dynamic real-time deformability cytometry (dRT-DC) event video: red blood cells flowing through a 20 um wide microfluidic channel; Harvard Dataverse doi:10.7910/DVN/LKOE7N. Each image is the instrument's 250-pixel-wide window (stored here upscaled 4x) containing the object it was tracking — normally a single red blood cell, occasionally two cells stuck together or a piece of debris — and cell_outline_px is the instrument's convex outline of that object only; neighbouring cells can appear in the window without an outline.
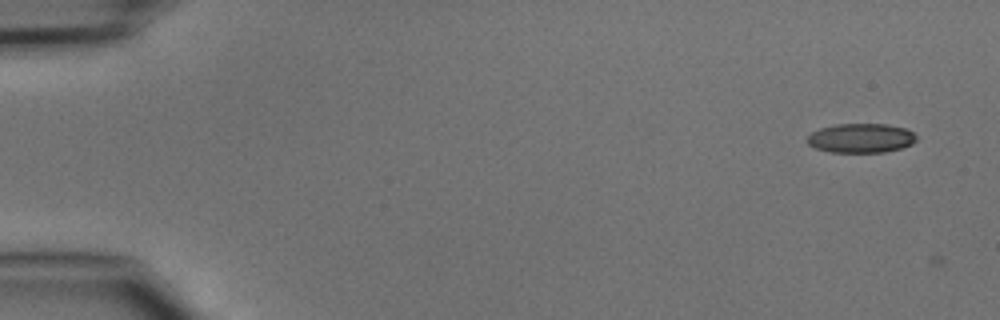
{"species": "common noctule bat (a hibernating species)", "species_latin": "Nyctalus noctula", "temperature_condition": "cold", "stored_images_in_passage": 4, "camera_frame_rate_fps": 3000, "um_per_image_px": 0.085, "animal": {"sex": "male", "body_mass_g": 15.6}, "frame": {"image": 1, "passage_image": 3, "time_ms": 0.667, "image_size_px": [1000, 320], "cell_outline_px": [[916, 140], [912, 144], [900, 148], [884, 152], [832, 152], [816, 148], [808, 144], [808, 136], [812, 132], [820, 128], [836, 124], [888, 124], [904, 128], [912, 132], [916, 136]], "centroid_in_image_um": [73.18, 11.73], "position_along_channel_um": 11.8, "area_um2": 18.5}}